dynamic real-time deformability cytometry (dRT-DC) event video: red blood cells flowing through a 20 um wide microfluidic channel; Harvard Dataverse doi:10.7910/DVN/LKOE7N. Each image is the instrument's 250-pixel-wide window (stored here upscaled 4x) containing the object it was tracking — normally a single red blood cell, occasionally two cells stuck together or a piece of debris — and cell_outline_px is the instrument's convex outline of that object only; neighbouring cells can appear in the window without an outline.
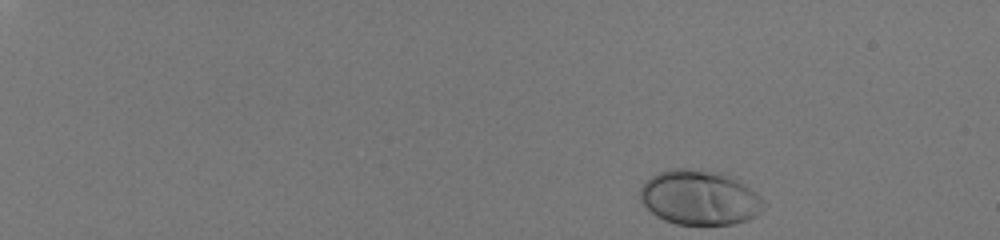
{"species": "human", "species_latin": "Homo sapiens", "temperature_condition": "room temperature", "stored_images_in_passage": 42, "camera_frame_rate_fps": 3000, "um_per_image_px": 0.085, "donor": {"sex": "male"}, "frame": {"image": 1, "passage_image": 1, "time_ms": 0.0, "image_size_px": [1000, 240], "cell_outline_px": [[764, 204], [760, 212], [756, 216], [748, 220], [732, 224], [676, 224], [664, 220], [656, 216], [640, 200], [640, 188], [652, 176], [668, 168], [700, 168], [720, 172], [736, 176], [756, 192], [760, 196]], "centroid_in_image_um": [59.49, 16.76], "position_along_channel_um": 25.5, "area_um2": 39.82}}
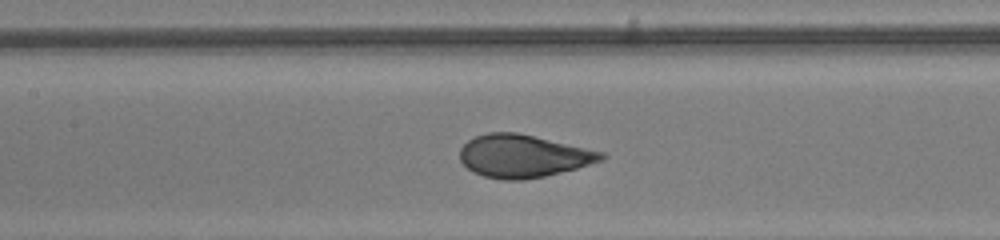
{"frame": {"image": 2, "passage_image": 24, "time_ms": 7.667, "image_size_px": [1000, 240], "cell_outline_px": [[608, 156], [600, 160], [576, 168], [544, 176], [524, 180], [504, 180], [484, 176], [472, 172], [460, 160], [460, 148], [468, 140], [476, 136], [488, 132], [516, 132], [604, 152]], "centroid_in_image_um": [44.43, 13.26], "position_along_channel_um": 163.0, "area_um2": 34.91}}
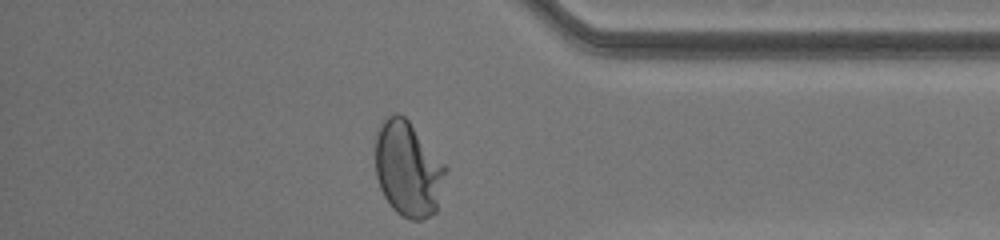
{"frame": {"image": 3, "passage_image": 42, "time_ms": 13.667, "image_size_px": [1000, 240], "cell_outline_px": [[448, 168], [436, 212], [420, 220], [408, 220], [396, 212], [392, 208], [384, 196], [380, 188], [376, 176], [376, 128], [384, 116], [396, 112], [404, 116], [408, 120]], "centroid_in_image_um": [34.67, 14.35], "position_along_channel_um": 400.5, "area_um2": 39.25}, "authors_computed_cell_mechanics": {"area_um2": 35.5181, "velocity_mm_per_s": 4.0881, "shape_relaxation_time_tau1_ms": 4.041, "shape_relaxation_time_tau2_ms": null, "deformation_change_tau1": 0.2166, "deformation_change_tau2": null}}